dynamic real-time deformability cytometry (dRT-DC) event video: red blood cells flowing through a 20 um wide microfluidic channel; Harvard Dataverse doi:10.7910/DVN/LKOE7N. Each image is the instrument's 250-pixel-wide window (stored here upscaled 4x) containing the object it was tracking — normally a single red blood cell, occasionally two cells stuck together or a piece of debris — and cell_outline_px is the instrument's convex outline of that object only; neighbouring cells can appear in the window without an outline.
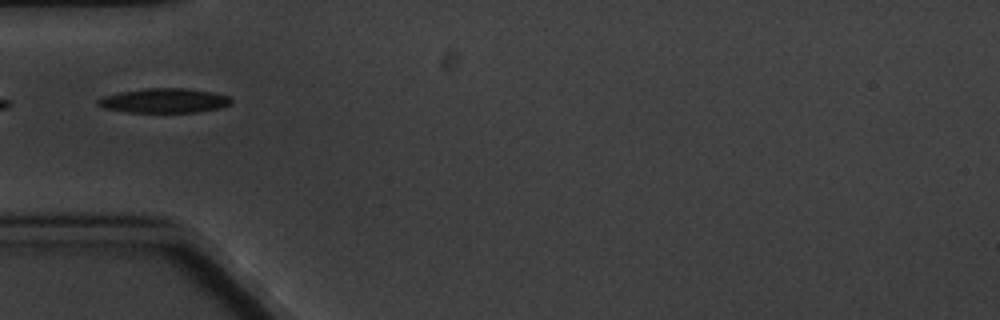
{"species": "common noctule bat (a hibernating species)", "species_latin": "Nyctalus noctula", "temperature_condition": "cold", "stored_images_in_passage": 9, "camera_frame_rate_fps": 3000, "um_per_image_px": 0.085, "animal": {"sex": "male", "body_mass_g": 20.1, "forearm_length_mm": 53.5}, "frame": {"image": 1, "passage_image": 6, "time_ms": 5.667, "image_size_px": [1000, 320], "cell_outline_px": [[232, 104], [220, 108], [196, 112], [124, 112], [104, 108], [96, 104], [96, 100], [104, 96], [120, 92], [148, 88], [184, 88], [212, 92], [228, 96], [232, 100]], "centroid_in_image_um": [13.95, 8.56], "position_along_channel_um": 71.1, "area_um2": 19.02}}
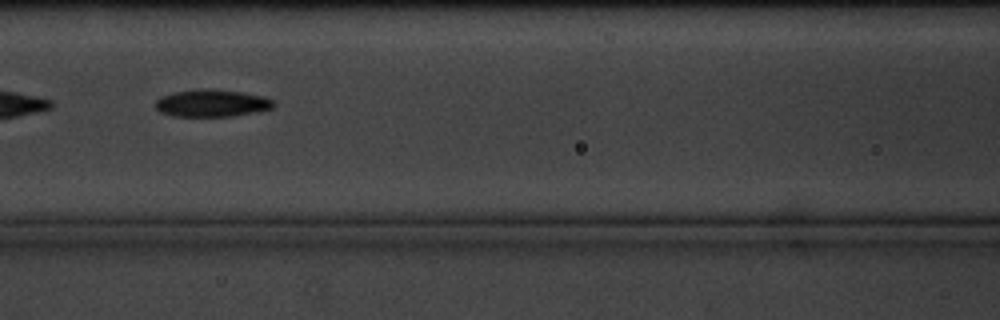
{"frame": {"image": 2, "passage_image": 8, "time_ms": 8.0, "image_size_px": [1000, 320], "cell_outline_px": [[276, 104], [272, 108], [232, 116], [172, 116], [160, 112], [152, 104], [160, 96], [176, 92], [196, 88], [212, 88], [240, 92], [264, 96], [272, 100]], "centroid_in_image_um": [17.95, 8.75], "position_along_channel_um": 148.7, "area_um2": 18.9}}